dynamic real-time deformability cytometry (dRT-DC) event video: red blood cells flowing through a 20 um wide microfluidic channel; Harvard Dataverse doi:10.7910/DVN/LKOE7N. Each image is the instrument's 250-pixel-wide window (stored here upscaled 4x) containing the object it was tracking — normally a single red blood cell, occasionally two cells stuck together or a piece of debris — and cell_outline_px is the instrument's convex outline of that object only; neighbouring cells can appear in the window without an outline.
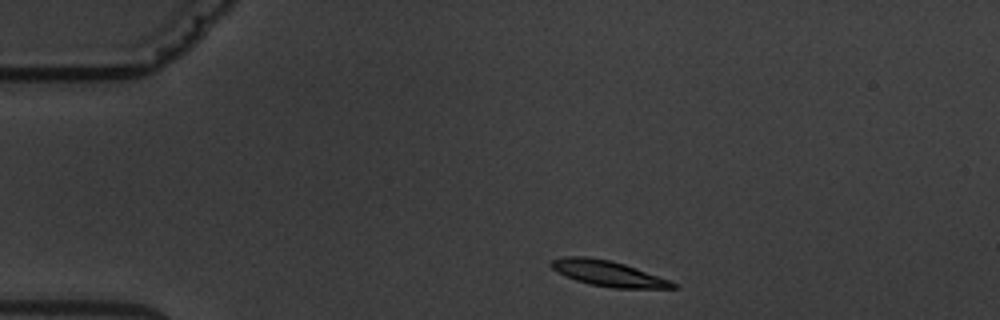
{"species": "common noctule bat (a hibernating species)", "species_latin": "Nyctalus noctula", "temperature_condition": "warm", "stored_images_in_passage": 4, "camera_frame_rate_fps": 3000, "um_per_image_px": 0.085, "animal": {"sex": "male", "body_mass_g": 19.5, "forearm_length_mm": 54.6}, "frame": {"image": 1, "passage_image": 1, "time_ms": 0.0, "image_size_px": [1000, 320], "cell_outline_px": [[680, 288], [612, 288], [592, 284], [576, 280], [552, 268], [548, 264], [548, 260], [564, 256], [584, 256], [608, 260], [624, 264], [668, 280], [676, 284]], "centroid_in_image_um": [51.64, 23.23], "position_along_channel_um": 33.4, "area_um2": 17.74}}
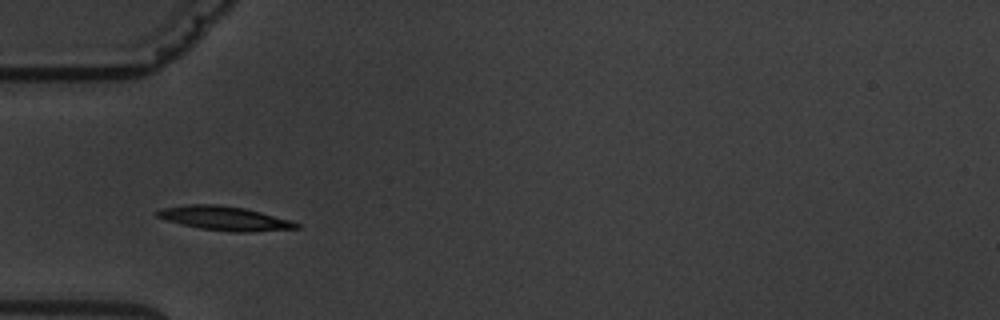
{"frame": {"image": 2, "passage_image": 3, "time_ms": 2.333, "image_size_px": [1000, 320], "cell_outline_px": [[300, 228], [244, 232], [236, 232], [200, 228], [180, 224], [156, 216], [152, 212], [164, 208], [188, 204], [220, 204], [244, 208], [292, 220], [300, 224]], "centroid_in_image_um": [19.08, 18.55], "position_along_channel_um": 65.9, "area_um2": 19.42}}